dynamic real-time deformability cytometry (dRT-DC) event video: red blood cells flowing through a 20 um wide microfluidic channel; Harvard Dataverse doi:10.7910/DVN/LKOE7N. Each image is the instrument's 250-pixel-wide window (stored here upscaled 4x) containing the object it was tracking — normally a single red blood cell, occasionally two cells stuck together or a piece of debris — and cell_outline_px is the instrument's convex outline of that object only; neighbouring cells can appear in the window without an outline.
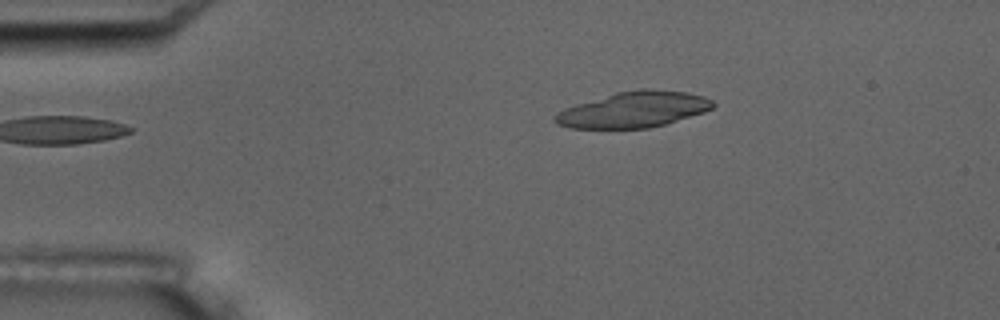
{"species": "common noctule bat (a hibernating species)", "species_latin": "Nyctalus noctula", "temperature_condition": "room temperature", "stored_images_in_passage": 2, "camera_frame_rate_fps": 3000, "um_per_image_px": 0.085, "animal": {"sex": "male", "body_mass_g": 17.5, "forearm_length_mm": 52.3}, "frame": {"image": 1, "passage_image": 2, "time_ms": 1.333, "image_size_px": [1000, 320], "cell_outline_px": [[716, 104], [712, 108], [704, 112], [664, 124], [648, 128], [568, 128], [556, 124], [552, 120], [552, 116], [556, 112], [564, 108], [576, 104], [616, 92], [640, 88], [648, 88], [688, 92], [704, 96], [712, 100]], "centroid_in_image_um": [53.82, 9.31], "position_along_channel_um": 31.2, "area_um2": 33.18}}